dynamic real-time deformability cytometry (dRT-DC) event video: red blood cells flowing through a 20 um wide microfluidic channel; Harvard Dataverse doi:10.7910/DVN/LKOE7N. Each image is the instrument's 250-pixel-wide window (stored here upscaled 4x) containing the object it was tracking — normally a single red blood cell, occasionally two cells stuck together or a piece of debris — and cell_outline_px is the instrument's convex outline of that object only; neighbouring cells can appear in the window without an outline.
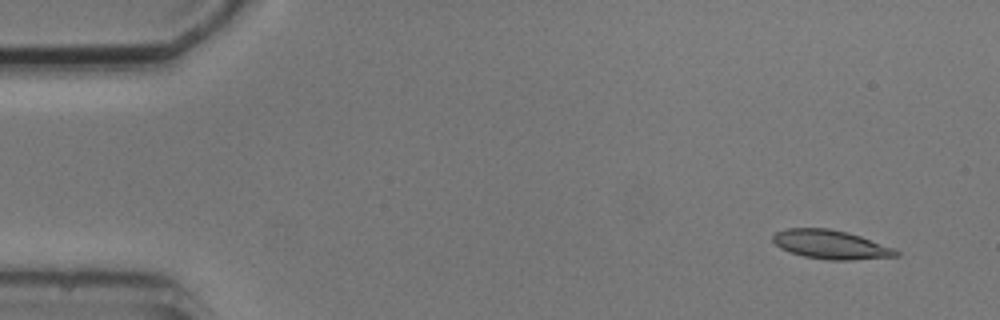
{"species": "common noctule bat (a hibernating species)", "species_latin": "Nyctalus noctula", "temperature_condition": "cold", "stored_images_in_passage": 5, "segment_of_instrument_passage": [2, 2], "camera_frame_rate_fps": 3000, "um_per_image_px": 0.085, "animal": {"sex": "male", "body_mass_g": 20.5, "forearm_length_mm": 52.5}, "frame": {"image": 1, "passage_image": 5, "time_ms": 7.333, "image_size_px": [1000, 320], "cell_outline_px": [[900, 256], [852, 260], [828, 260], [804, 256], [780, 248], [772, 240], [772, 236], [776, 232], [784, 228], [828, 228], [848, 232], [896, 248], [900, 252]], "centroid_in_image_um": [70.65, 20.78], "position_along_channel_um": 14.4, "area_um2": 20.87}}